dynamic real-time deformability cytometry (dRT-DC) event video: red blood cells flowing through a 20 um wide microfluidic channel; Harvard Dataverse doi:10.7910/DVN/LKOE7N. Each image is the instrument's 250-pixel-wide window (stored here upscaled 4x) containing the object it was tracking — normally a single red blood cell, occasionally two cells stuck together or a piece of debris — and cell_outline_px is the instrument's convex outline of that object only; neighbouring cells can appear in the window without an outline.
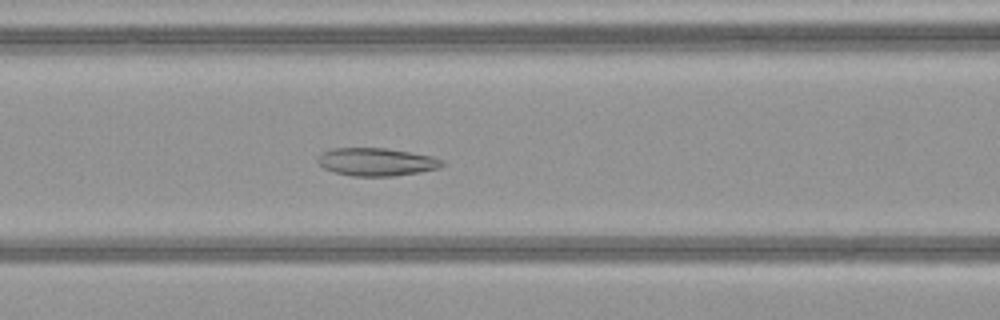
{"species": "common noctule bat (a hibernating species)", "species_latin": "Nyctalus noctula", "temperature_condition": "warm", "stored_images_in_passage": 52, "camera_frame_rate_fps": 3000, "um_per_image_px": 0.085, "animal": {"sex": "female", "body_mass_g": 21.9}, "frame": {"image": 1, "passage_image": 23, "time_ms": 7.333, "image_size_px": [1000, 320], "cell_outline_px": [[444, 164], [440, 168], [420, 172], [392, 176], [352, 176], [336, 172], [324, 168], [316, 160], [316, 156], [332, 148], [384, 148], [432, 156], [444, 160]], "centroid_in_image_um": [32.0, 13.76], "position_along_channel_um": 134.6, "area_um2": 20.17}}
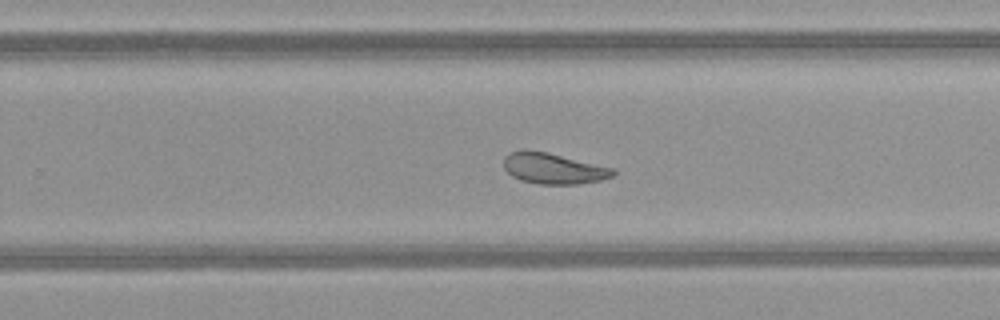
{"frame": {"image": 2, "passage_image": 34, "time_ms": 11.0, "image_size_px": [1000, 320], "cell_outline_px": [[616, 172], [612, 176], [600, 180], [580, 184], [540, 184], [520, 180], [512, 176], [504, 168], [504, 156], [512, 152], [548, 152], [616, 168]], "centroid_in_image_um": [47.11, 14.34], "position_along_channel_um": 282.7, "area_um2": 19.42}}
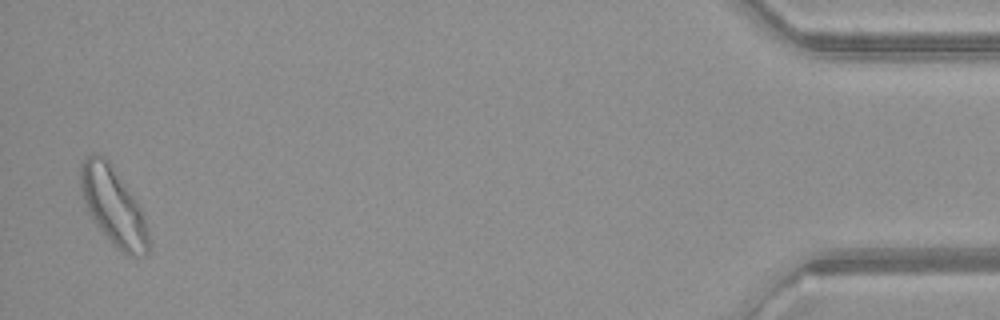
{"frame": {"image": 3, "passage_image": 51, "time_ms": 16.667, "image_size_px": [1000, 320], "cell_outline_px": [[148, 252], [144, 256], [132, 256], [116, 248], [96, 224], [80, 192], [80, 164], [88, 156], [104, 156], [112, 164], [140, 208], [144, 216], [148, 232]], "centroid_in_image_um": [9.63, 17.53], "position_along_channel_um": 425.6, "area_um2": 30.06}, "authors_computed_cell_mechanics": {"area_um2": 24.3916, "velocity_mm_per_s": 4.0505, "shape_relaxation_time_tau1_ms": 3.9046, "shape_relaxation_time_tau2_ms": 2.5635, "deformation_change_tau1": 0.0977, "deformation_change_tau2": 0.0767}}